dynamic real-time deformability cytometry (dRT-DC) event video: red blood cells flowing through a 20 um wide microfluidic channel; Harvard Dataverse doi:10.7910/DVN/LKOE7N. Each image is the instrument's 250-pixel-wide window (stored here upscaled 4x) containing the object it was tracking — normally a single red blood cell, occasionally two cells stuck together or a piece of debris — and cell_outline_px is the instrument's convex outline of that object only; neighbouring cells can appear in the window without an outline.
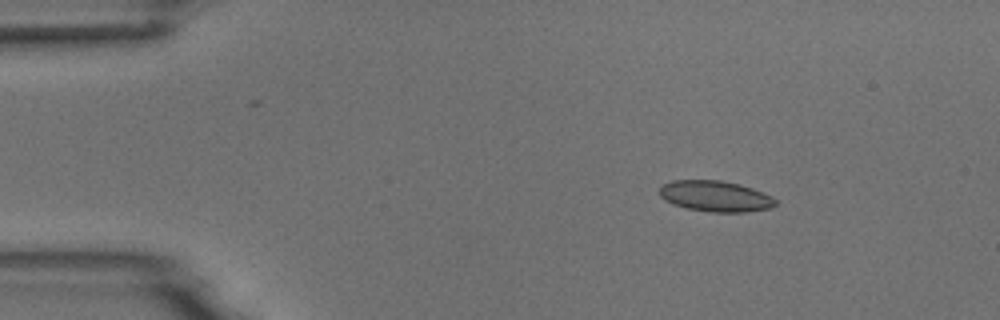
{"species": "common noctule bat (a hibernating species)", "species_latin": "Nyctalus noctula", "temperature_condition": "room temperature", "stored_images_in_passage": 6, "camera_frame_rate_fps": 3000, "um_per_image_px": 0.085, "animal": {"sex": "male", "body_mass_g": 18.8}, "frame": {"image": 1, "passage_image": 3, "time_ms": 2.333, "image_size_px": [1000, 320], "cell_outline_px": [[780, 200], [772, 208], [744, 212], [708, 212], [688, 208], [672, 204], [664, 200], [660, 196], [660, 184], [672, 180], [720, 180], [740, 184], [752, 188], [772, 196]], "centroid_in_image_um": [60.82, 16.67], "position_along_channel_um": 24.2, "area_um2": 21.15}}
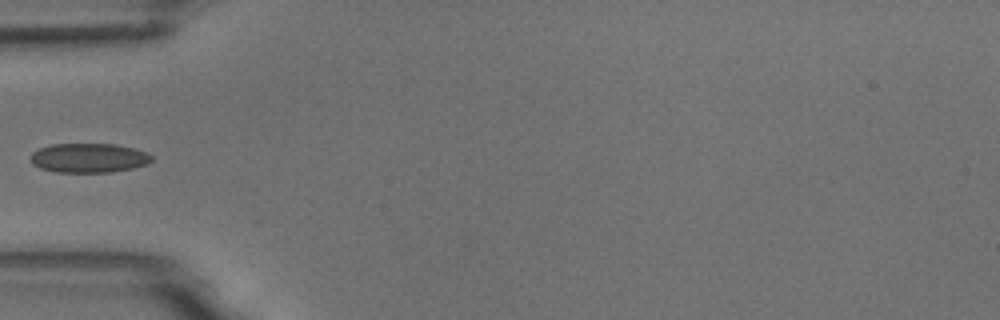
{"frame": {"image": 2, "passage_image": 6, "time_ms": 5.667, "image_size_px": [1000, 320], "cell_outline_px": [[152, 160], [148, 164], [132, 168], [112, 172], [56, 172], [40, 168], [32, 164], [28, 160], [32, 152], [40, 148], [52, 144], [116, 144], [148, 152], [152, 156]], "centroid_in_image_um": [7.53, 13.42], "position_along_channel_um": 77.5, "area_um2": 20.87}}